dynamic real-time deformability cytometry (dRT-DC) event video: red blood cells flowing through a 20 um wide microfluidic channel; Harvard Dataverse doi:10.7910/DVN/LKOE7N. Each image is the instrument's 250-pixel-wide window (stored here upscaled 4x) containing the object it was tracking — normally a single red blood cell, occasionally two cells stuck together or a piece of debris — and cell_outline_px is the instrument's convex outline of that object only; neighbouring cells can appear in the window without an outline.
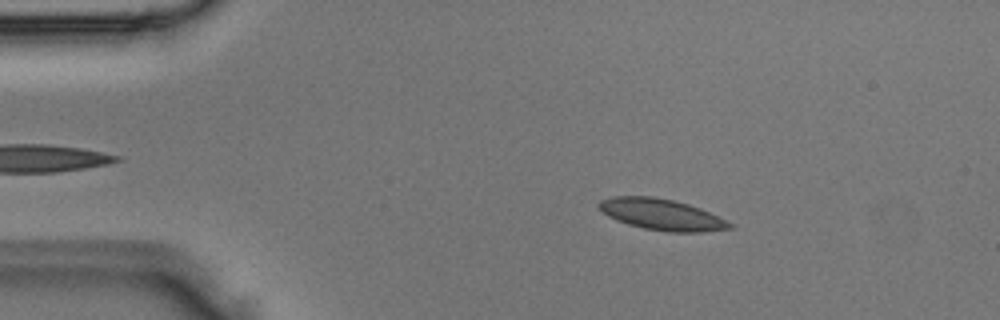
{"species": "Egyptian fruit bat (a non-hibernating species)", "species_latin": "Rousettus aegyptiacus", "temperature_condition": "room temperature", "stored_images_in_passage": 3, "camera_frame_rate_fps": 3000, "um_per_image_px": 0.085, "animal": {"sex": "male"}, "frame": {"image": 1, "passage_image": 2, "time_ms": 0.333, "image_size_px": [1000, 320], "cell_outline_px": [[736, 224], [732, 228], [700, 232], [668, 232], [644, 228], [628, 224], [616, 220], [608, 216], [596, 208], [596, 204], [600, 200], [612, 196], [652, 196], [672, 200], [688, 204], [700, 208]], "centroid_in_image_um": [56.21, 18.23], "position_along_channel_um": 28.8, "area_um2": 23.93}}